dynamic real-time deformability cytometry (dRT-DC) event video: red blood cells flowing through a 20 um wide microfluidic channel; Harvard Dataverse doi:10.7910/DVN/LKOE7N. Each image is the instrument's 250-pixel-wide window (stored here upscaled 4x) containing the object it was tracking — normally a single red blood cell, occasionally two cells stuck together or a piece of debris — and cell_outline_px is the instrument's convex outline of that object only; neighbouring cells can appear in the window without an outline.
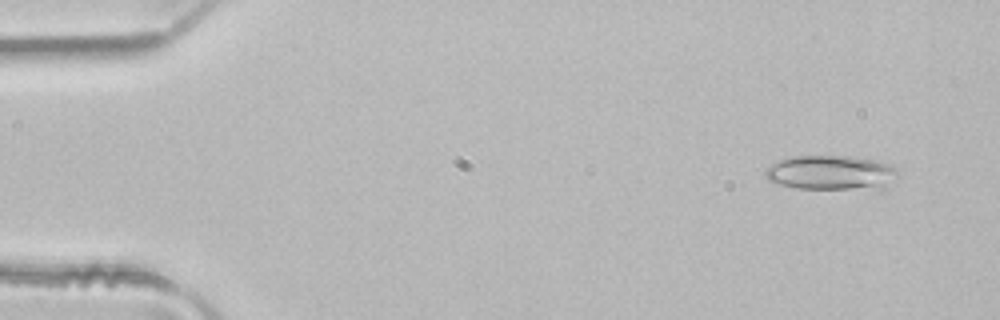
{"species": "common noctule bat (a hibernating species)", "species_latin": "Nyctalus noctula", "temperature_condition": "room temperature", "stored_images_in_passage": 2, "camera_frame_rate_fps": 3000, "um_per_image_px": 0.085, "animal": {"sex": "male", "body_mass_g": 21.5, "forearm_length_mm": 52.0}, "frame": {"image": 1, "passage_image": 2, "time_ms": 0.333, "image_size_px": [1000, 320], "cell_outline_px": [[896, 172], [884, 188], [796, 188], [780, 184], [768, 180], [764, 172], [772, 164], [780, 160], [792, 156], [848, 156], [876, 160], [888, 164]], "centroid_in_image_um": [70.56, 14.66], "position_along_channel_um": 14.4, "area_um2": 25.89}}